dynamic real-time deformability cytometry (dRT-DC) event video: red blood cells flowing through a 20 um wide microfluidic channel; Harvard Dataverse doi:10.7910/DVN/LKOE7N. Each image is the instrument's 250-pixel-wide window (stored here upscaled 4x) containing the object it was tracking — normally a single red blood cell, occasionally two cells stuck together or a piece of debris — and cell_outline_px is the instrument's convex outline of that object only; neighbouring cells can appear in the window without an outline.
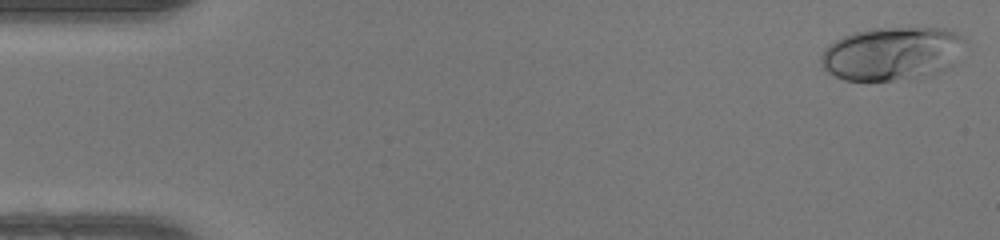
{"species": "human", "species_latin": "Homo sapiens", "temperature_condition": "warm", "stored_images_in_passage": 49, "camera_frame_rate_fps": 3000, "um_per_image_px": 0.085, "donor": {"sex": "female"}, "frame": {"image": 1, "passage_image": 1, "time_ms": 0.0, "image_size_px": [1000, 240], "cell_outline_px": [[968, 44], [956, 64], [928, 76], [916, 80], [844, 80], [828, 72], [820, 64], [820, 56], [836, 40], [844, 36], [856, 32], [872, 28], [944, 28], [956, 32], [964, 36], [968, 40]], "centroid_in_image_um": [75.95, 4.56], "position_along_channel_um": 9.1, "area_um2": 45.55}}
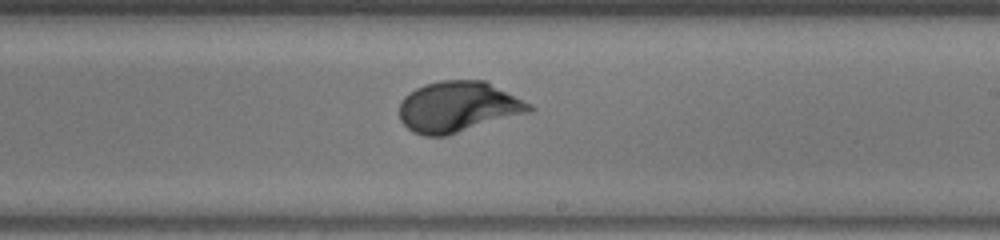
{"frame": {"image": 2, "passage_image": 29, "time_ms": 9.333, "image_size_px": [1000, 240], "cell_outline_px": [[536, 108], [532, 112], [444, 136], [424, 136], [412, 132], [400, 120], [400, 100], [404, 96], [416, 88], [424, 84], [440, 80], [484, 80], [532, 104]], "centroid_in_image_um": [38.95, 9.08], "position_along_channel_um": 250.1, "area_um2": 38.55}}
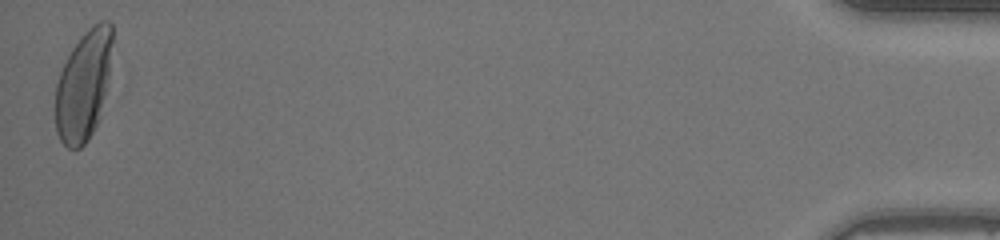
{"frame": {"image": 3, "passage_image": 49, "time_ms": 16.0, "image_size_px": [1000, 240], "cell_outline_px": [[112, 40], [108, 76], [100, 120], [88, 140], [80, 148], [68, 148], [60, 140], [56, 132], [56, 84], [60, 72], [72, 48], [84, 32], [88, 28], [100, 20], [108, 20], [112, 24]], "centroid_in_image_um": [7.1, 7.27], "position_along_channel_um": 428.1, "area_um2": 36.36}, "authors_computed_cell_mechanics": {"area_um2": 37.3388, "velocity_mm_per_s": 4.1296, "shape_relaxation_time_tau1_ms": 3.8221, "shape_relaxation_time_tau2_ms": null, "deformation_change_tau1": 0.1972, "deformation_change_tau2": null}}